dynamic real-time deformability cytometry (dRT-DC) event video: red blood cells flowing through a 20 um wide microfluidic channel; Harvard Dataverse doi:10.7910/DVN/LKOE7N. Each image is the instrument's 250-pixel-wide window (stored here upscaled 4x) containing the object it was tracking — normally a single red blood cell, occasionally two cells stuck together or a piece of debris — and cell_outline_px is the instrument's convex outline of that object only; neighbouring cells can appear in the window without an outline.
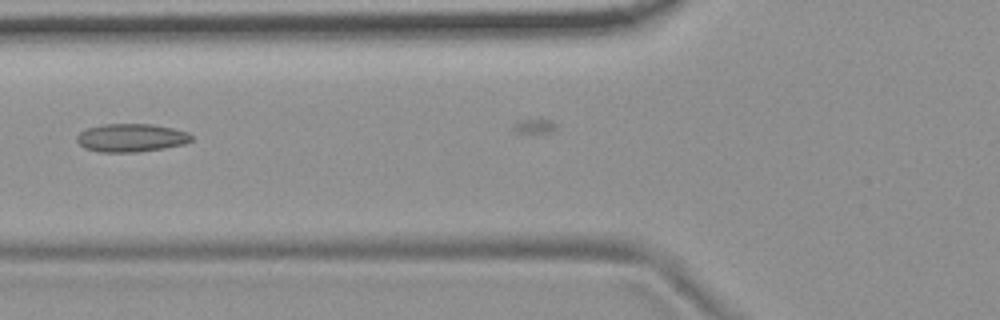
{"species": "common noctule bat (a hibernating species)", "species_latin": "Nyctalus noctula", "temperature_condition": "room temperature", "stored_images_in_passage": 9, "camera_frame_rate_fps": 3000, "um_per_image_px": 0.085, "animal": {"sex": "female", "body_mass_g": 19.9}, "frame": {"image": 1, "passage_image": 7, "time_ms": 2.0, "image_size_px": [1000, 320], "cell_outline_px": [[192, 140], [184, 144], [164, 148], [136, 152], [100, 152], [84, 148], [76, 140], [76, 136], [80, 132], [88, 128], [104, 124], [152, 124], [172, 128], [188, 132], [192, 136]], "centroid_in_image_um": [11.14, 11.71], "position_along_channel_um": 114.7, "area_um2": 18.79}}
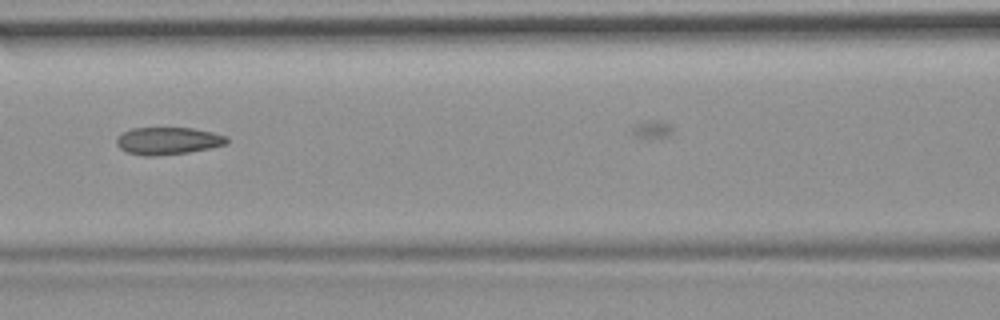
{"frame": {"image": 2, "passage_image": 8, "time_ms": 2.333, "image_size_px": [1000, 320], "cell_outline_px": [[228, 144], [188, 152], [156, 156], [144, 156], [128, 152], [120, 148], [116, 144], [116, 136], [120, 132], [132, 128], [192, 128], [212, 132], [228, 136]], "centroid_in_image_um": [14.25, 11.96], "position_along_channel_um": 152.4, "area_um2": 17.69}}
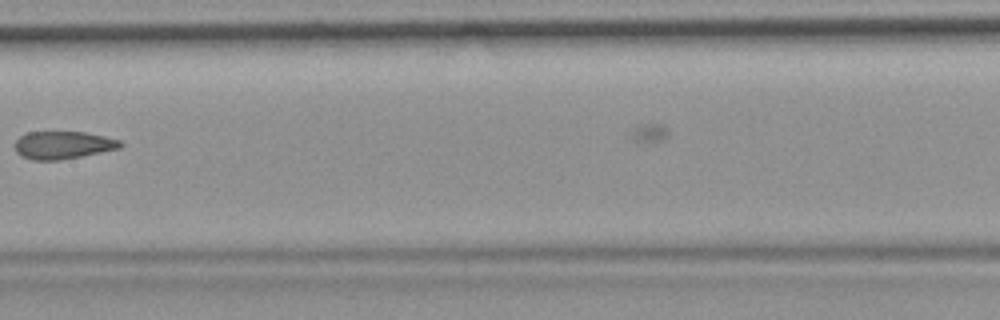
{"frame": {"image": 3, "passage_image": 9, "time_ms": 2.667, "image_size_px": [1000, 320], "cell_outline_px": [[124, 144], [120, 148], [60, 160], [32, 160], [20, 156], [16, 152], [16, 140], [20, 136], [28, 132], [84, 132], [104, 136], [120, 140]], "centroid_in_image_um": [5.35, 12.33], "position_along_channel_um": 202.1, "area_um2": 16.94}}